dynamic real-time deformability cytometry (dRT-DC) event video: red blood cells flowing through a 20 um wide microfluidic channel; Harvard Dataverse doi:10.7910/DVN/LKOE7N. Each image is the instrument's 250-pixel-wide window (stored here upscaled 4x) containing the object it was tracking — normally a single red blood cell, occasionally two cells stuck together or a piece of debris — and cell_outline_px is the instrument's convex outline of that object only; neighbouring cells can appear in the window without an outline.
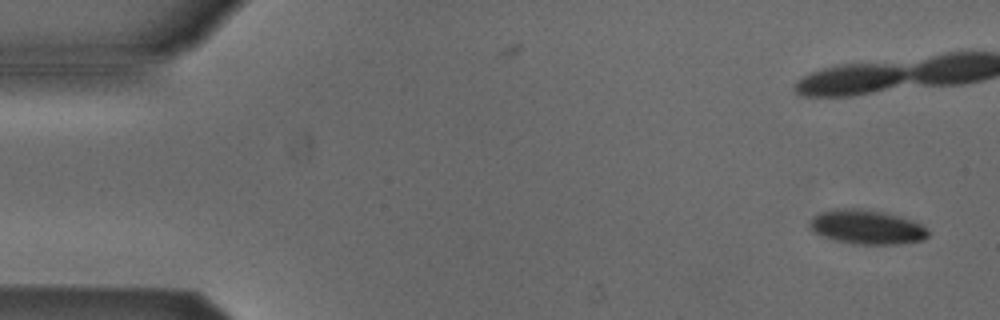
{"species": "Egyptian fruit bat (a non-hibernating species)", "species_latin": "Rousettus aegyptiacus", "temperature_condition": "cold", "stored_images_in_passage": 5, "camera_frame_rate_fps": 3000, "um_per_image_px": 0.085, "animal": {"sex": "male"}, "frame": {"image": 1, "passage_image": 1, "time_ms": 0.0, "image_size_px": [1000, 320], "cell_outline_px": [[928, 236], [924, 240], [896, 244], [852, 244], [832, 240], [820, 236], [812, 232], [808, 224], [812, 216], [820, 212], [832, 208], [860, 208], [884, 212], [900, 216], [912, 220], [928, 228]], "centroid_in_image_um": [73.62, 19.29], "position_along_channel_um": 11.4, "area_um2": 24.16}}